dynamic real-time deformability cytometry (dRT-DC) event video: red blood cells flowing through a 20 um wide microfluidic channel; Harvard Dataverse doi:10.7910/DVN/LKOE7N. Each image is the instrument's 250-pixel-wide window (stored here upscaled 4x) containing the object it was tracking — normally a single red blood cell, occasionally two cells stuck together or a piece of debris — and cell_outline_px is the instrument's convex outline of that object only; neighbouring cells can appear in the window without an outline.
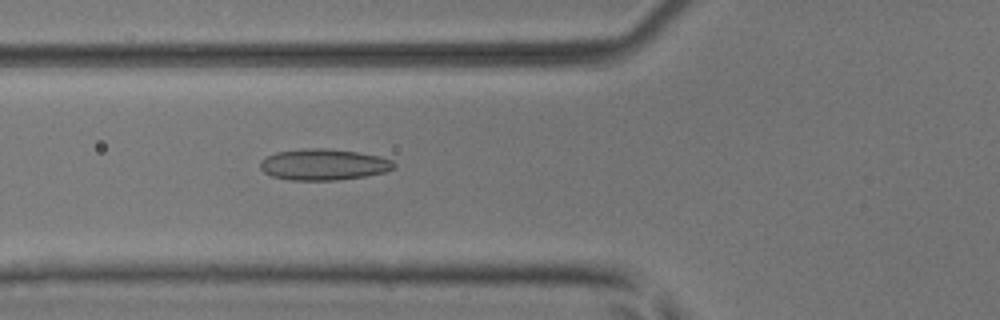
{"species": "common noctule bat (a hibernating species)", "species_latin": "Nyctalus noctula", "temperature_condition": "room temperature", "stored_images_in_passage": 41, "camera_frame_rate_fps": 3000, "um_per_image_px": 0.085, "animal": {"sex": "male", "body_mass_g": 17.9, "forearm_length_mm": 54.2}, "frame": {"image": 1, "passage_image": 9, "time_ms": 2.667, "image_size_px": [1000, 320], "cell_outline_px": [[396, 164], [392, 168], [384, 172], [364, 176], [336, 180], [288, 180], [272, 176], [264, 172], [260, 168], [260, 160], [276, 152], [304, 148], [328, 148], [356, 152], [380, 156], [392, 160]], "centroid_in_image_um": [27.48, 13.98], "position_along_channel_um": 98.3, "area_um2": 24.28}}
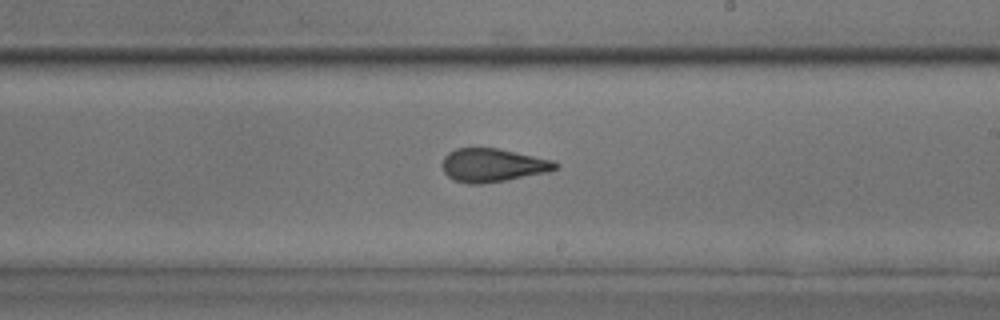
{"frame": {"image": 2, "passage_image": 20, "time_ms": 6.333, "image_size_px": [1000, 320], "cell_outline_px": [[560, 164], [556, 168], [548, 172], [508, 180], [480, 184], [468, 184], [452, 180], [444, 172], [440, 164], [444, 156], [448, 152], [456, 148], [496, 148], [556, 160]], "centroid_in_image_um": [41.87, 14.04], "position_along_channel_um": 247.1, "area_um2": 22.37}}
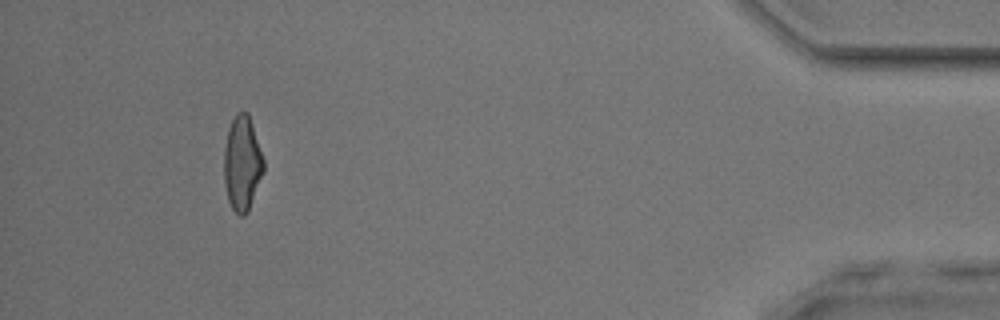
{"frame": {"image": 3, "passage_image": 37, "time_ms": 12.0, "image_size_px": [1000, 320], "cell_outline_px": [[264, 172], [248, 212], [244, 216], [240, 216], [232, 208], [228, 200], [224, 184], [224, 148], [228, 128], [236, 112], [248, 112], [264, 160]], "centroid_in_image_um": [20.58, 13.9], "position_along_channel_um": 414.6, "area_um2": 21.96}, "authors_computed_cell_mechanics": {"area_um2": 22.0796, "velocity_mm_per_s": 4.0683, "shape_relaxation_time_tau1_ms": 11.0855, "shape_relaxation_time_tau2_ms": 1.4096, "deformation_change_tau1": 0.2453, "deformation_change_tau2": 0.0835}}